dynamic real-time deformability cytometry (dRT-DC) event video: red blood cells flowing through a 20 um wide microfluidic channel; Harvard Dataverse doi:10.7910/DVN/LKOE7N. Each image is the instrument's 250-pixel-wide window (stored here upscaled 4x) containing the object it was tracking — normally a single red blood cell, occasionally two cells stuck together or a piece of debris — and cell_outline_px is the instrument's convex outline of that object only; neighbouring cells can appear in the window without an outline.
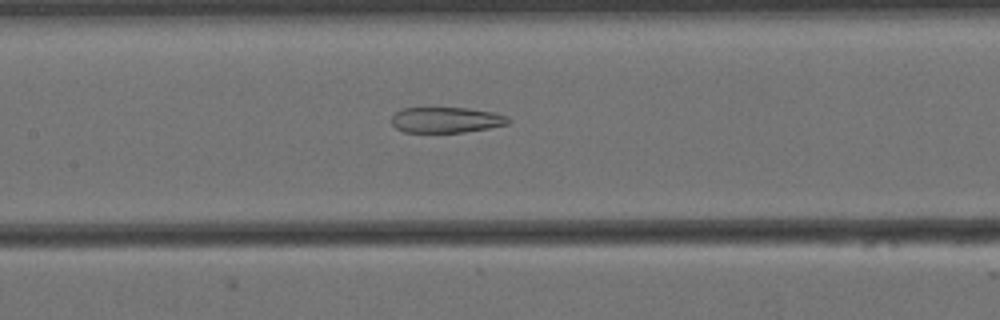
{"species": "Egyptian fruit bat (a non-hibernating species)", "species_latin": "Rousettus aegyptiacus", "temperature_condition": "cold", "stored_images_in_passage": 48, "camera_frame_rate_fps": 3000, "um_per_image_px": 0.085, "animal": {"sex": "female"}, "frame": {"image": 1, "passage_image": 22, "time_ms": 7.0, "image_size_px": [1000, 320], "cell_outline_px": [[512, 120], [508, 124], [488, 128], [464, 132], [404, 132], [396, 128], [392, 124], [392, 116], [400, 108], [468, 108], [496, 112], [508, 116]], "centroid_in_image_um": [37.96, 10.19], "position_along_channel_um": 169.4, "area_um2": 17.57}}
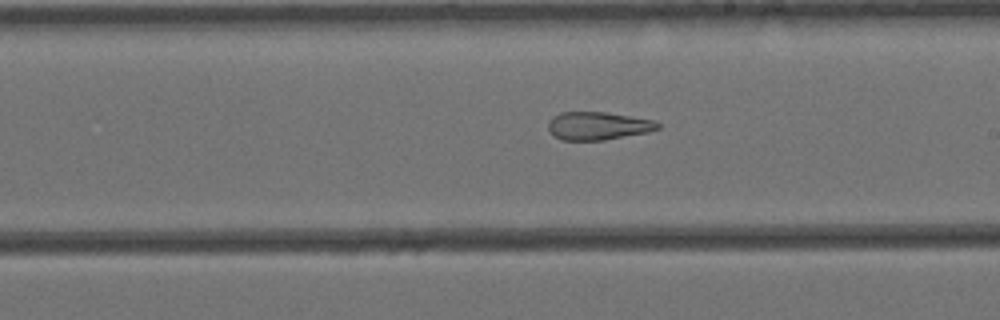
{"frame": {"image": 2, "passage_image": 28, "time_ms": 9.0, "image_size_px": [1000, 320], "cell_outline_px": [[660, 128], [648, 132], [604, 140], [560, 140], [552, 136], [548, 128], [548, 124], [552, 116], [560, 112], [604, 112], [656, 120], [660, 124]], "centroid_in_image_um": [50.81, 10.7], "position_along_channel_um": 238.2, "area_um2": 18.03}}
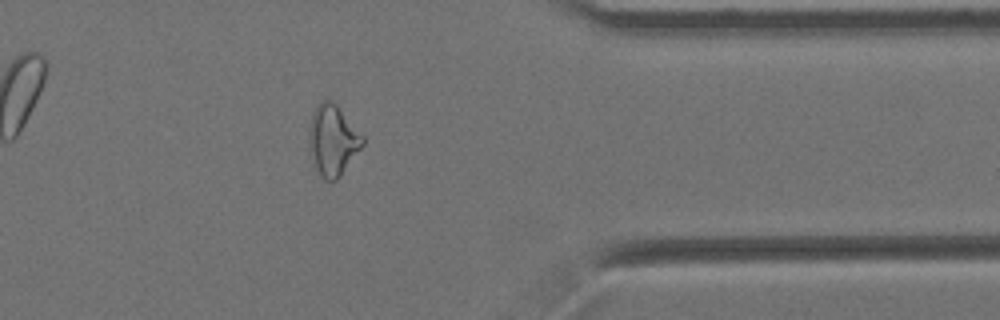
{"frame": {"image": 3, "passage_image": 42, "time_ms": 13.667, "image_size_px": [1000, 320], "cell_outline_px": [[364, 144], [340, 176], [336, 180], [324, 180], [320, 176], [316, 168], [308, 144], [308, 132], [312, 112], [320, 100], [332, 100], [336, 104], [364, 136]], "centroid_in_image_um": [28.27, 11.89], "position_along_channel_um": 383.1, "area_um2": 22.08}, "authors_computed_cell_mechanics": {"area_um2": 21.3571, "velocity_mm_per_s": 3.4574, "shape_relaxation_time_tau1_ms": null, "shape_relaxation_time_tau2_ms": 3.4873, "deformation_change_tau1": null, "deformation_change_tau2": 0.1194}}